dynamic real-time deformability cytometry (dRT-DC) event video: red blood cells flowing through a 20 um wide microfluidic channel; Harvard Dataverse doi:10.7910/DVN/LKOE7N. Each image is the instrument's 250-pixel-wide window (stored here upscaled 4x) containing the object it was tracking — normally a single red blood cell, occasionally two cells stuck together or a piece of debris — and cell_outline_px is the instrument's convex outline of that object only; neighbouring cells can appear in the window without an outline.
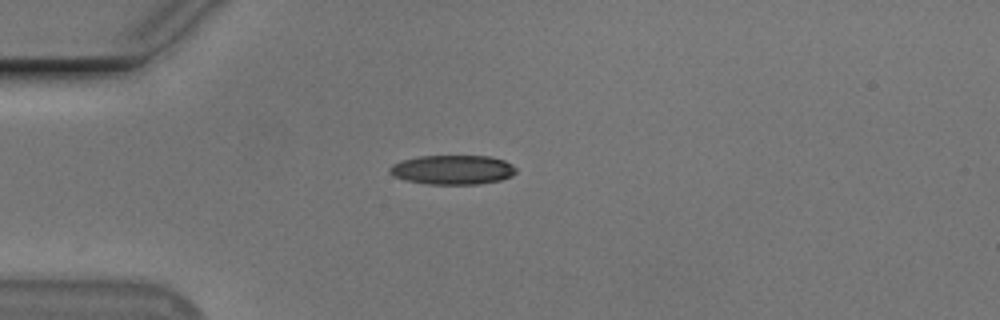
{"species": "Egyptian fruit bat (a non-hibernating species)", "species_latin": "Rousettus aegyptiacus", "temperature_condition": "cold", "stored_images_in_passage": 25, "camera_frame_rate_fps": 3000, "um_per_image_px": 0.085, "animal": {"sex": "male"}, "frame": {"image": 1, "passage_image": 1, "time_ms": 0.0, "image_size_px": [1000, 320], "cell_outline_px": [[516, 172], [512, 176], [500, 180], [480, 184], [428, 184], [404, 180], [392, 176], [388, 172], [388, 168], [392, 164], [400, 160], [416, 156], [488, 156], [504, 160], [512, 164], [516, 168]], "centroid_in_image_um": [38.43, 14.43], "position_along_channel_um": 46.6, "area_um2": 21.91}}
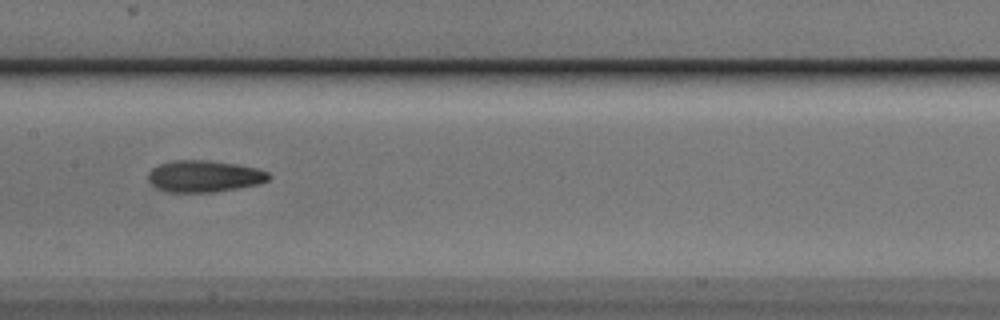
{"frame": {"image": 2, "passage_image": 14, "time_ms": 4.333, "image_size_px": [1000, 320], "cell_outline_px": [[272, 176], [268, 180], [260, 184], [216, 192], [164, 192], [156, 188], [148, 180], [148, 172], [152, 168], [160, 164], [172, 160], [208, 160], [236, 164], [256, 168], [268, 172]], "centroid_in_image_um": [17.35, 14.98], "position_along_channel_um": 190.0, "area_um2": 22.48}}
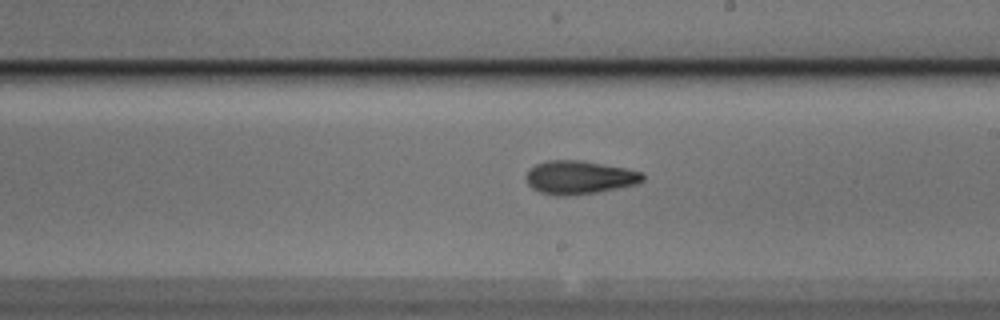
{"frame": {"image": 3, "passage_image": 18, "time_ms": 5.667, "image_size_px": [1000, 320], "cell_outline_px": [[644, 180], [636, 184], [600, 192], [568, 196], [556, 196], [540, 192], [532, 188], [528, 184], [524, 176], [536, 164], [548, 160], [580, 160], [624, 168], [644, 172]], "centroid_in_image_um": [49.24, 15.09], "position_along_channel_um": 239.8, "area_um2": 22.77}}